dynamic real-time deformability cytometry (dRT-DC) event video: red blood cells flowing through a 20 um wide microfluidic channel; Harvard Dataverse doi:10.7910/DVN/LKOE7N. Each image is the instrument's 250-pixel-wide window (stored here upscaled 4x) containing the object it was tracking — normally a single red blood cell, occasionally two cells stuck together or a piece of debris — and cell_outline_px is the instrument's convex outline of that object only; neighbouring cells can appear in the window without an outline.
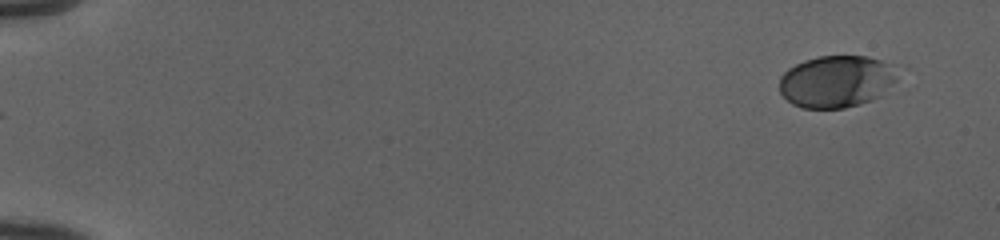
{"species": "human", "species_latin": "Homo sapiens", "temperature_condition": "cold", "stored_images_in_passage": 51, "camera_frame_rate_fps": 3000, "um_per_image_px": 0.085, "donor": {"sex": "female"}, "frame": {"image": 1, "passage_image": 1, "time_ms": 0.0, "image_size_px": [1000, 240], "cell_outline_px": [[896, 80], [880, 96], [872, 100], [860, 104], [844, 108], [800, 108], [792, 104], [780, 92], [780, 76], [788, 68], [804, 60], [820, 56], [868, 56], [892, 64]], "centroid_in_image_um": [71.07, 6.92], "position_along_channel_um": 13.9, "area_um2": 35.72}}
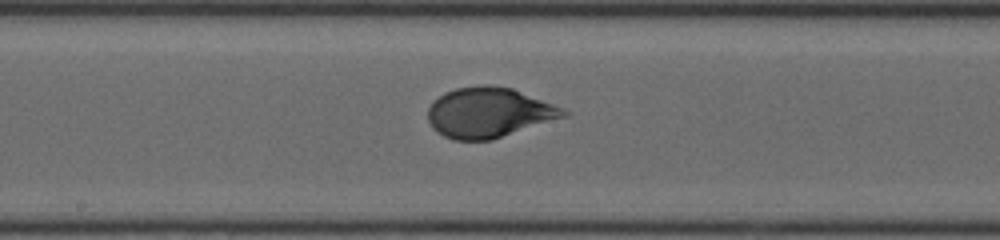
{"frame": {"image": 2, "passage_image": 28, "time_ms": 9.0, "image_size_px": [1000, 240], "cell_outline_px": [[568, 116], [492, 140], [452, 140], [436, 132], [432, 128], [428, 120], [428, 108], [444, 92], [456, 88], [480, 84], [484, 84], [512, 88], [564, 108], [568, 112]], "centroid_in_image_um": [41.56, 9.57], "position_along_channel_um": 206.6, "area_um2": 39.71}}
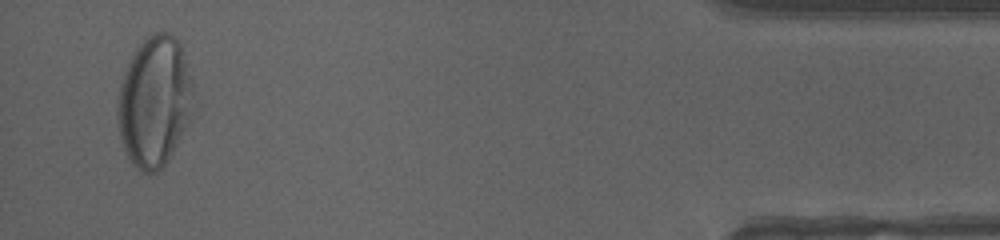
{"frame": {"image": 3, "passage_image": 49, "time_ms": 16.0, "image_size_px": [1000, 240], "cell_outline_px": [[192, 112], [172, 152], [164, 164], [156, 172], [140, 172], [132, 164], [124, 148], [120, 136], [116, 116], [116, 108], [120, 84], [124, 72], [136, 48], [148, 36], [156, 32], [168, 32], [180, 44], [192, 80]], "centroid_in_image_um": [13.1, 8.63], "position_along_channel_um": 422.1, "area_um2": 56.99}, "authors_computed_cell_mechanics": {"area_um2": 38.6682, "velocity_mm_per_s": 3.9642, "shape_relaxation_time_tau1_ms": 4.4155, "shape_relaxation_time_tau2_ms": null, "deformation_change_tau1": 0.1766, "deformation_change_tau2": null}}